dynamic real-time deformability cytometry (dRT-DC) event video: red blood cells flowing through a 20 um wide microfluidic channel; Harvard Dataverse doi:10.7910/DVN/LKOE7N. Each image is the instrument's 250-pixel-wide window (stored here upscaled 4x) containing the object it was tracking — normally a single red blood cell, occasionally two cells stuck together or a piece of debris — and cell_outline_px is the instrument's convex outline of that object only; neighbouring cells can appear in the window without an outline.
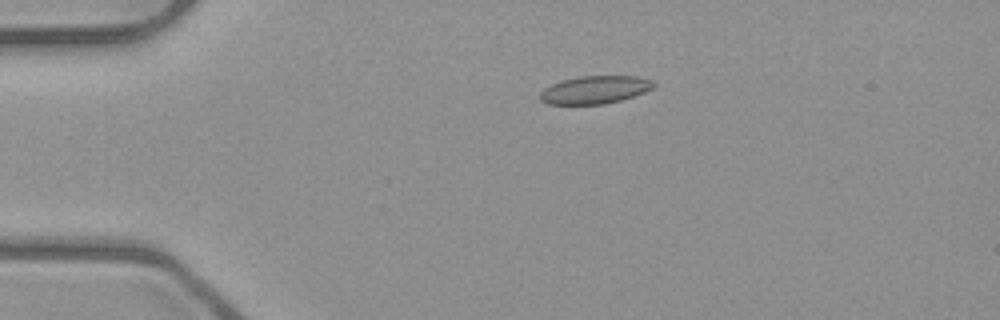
{"species": "common noctule bat (a hibernating species)", "species_latin": "Nyctalus noctula", "temperature_condition": "room temperature", "stored_images_in_passage": 6, "camera_frame_rate_fps": 3000, "um_per_image_px": 0.085, "animal": {"sex": "male", "body_mass_g": 23.1, "forearm_length_mm": 52.7}, "frame": {"image": 1, "passage_image": 4, "time_ms": 1.0, "image_size_px": [1000, 320], "cell_outline_px": [[656, 84], [652, 88], [644, 92], [620, 100], [604, 104], [548, 104], [540, 100], [540, 92], [544, 88], [560, 80], [580, 76], [636, 76], [652, 80]], "centroid_in_image_um": [50.54, 7.62], "position_along_channel_um": 34.5, "area_um2": 18.38}}
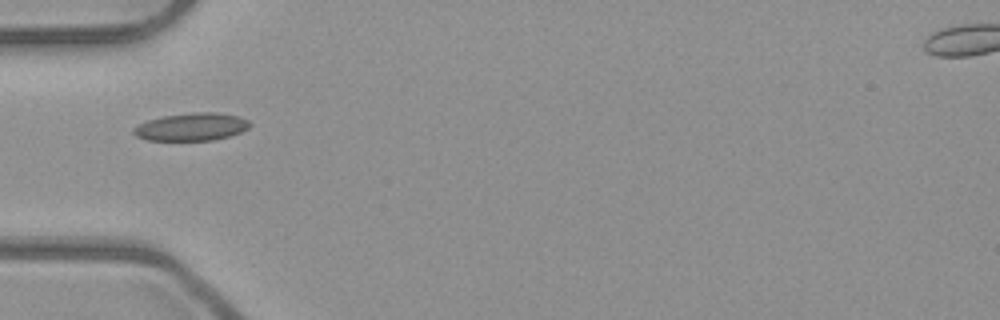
{"frame": {"image": 2, "passage_image": 6, "time_ms": 1.667, "image_size_px": [1000, 320], "cell_outline_px": [[252, 124], [248, 128], [240, 132], [228, 136], [212, 140], [144, 140], [136, 136], [132, 132], [132, 128], [148, 120], [164, 116], [192, 112], [216, 112], [236, 116], [248, 120]], "centroid_in_image_um": [16.26, 10.78], "position_along_channel_um": 68.7, "area_um2": 18.67}}